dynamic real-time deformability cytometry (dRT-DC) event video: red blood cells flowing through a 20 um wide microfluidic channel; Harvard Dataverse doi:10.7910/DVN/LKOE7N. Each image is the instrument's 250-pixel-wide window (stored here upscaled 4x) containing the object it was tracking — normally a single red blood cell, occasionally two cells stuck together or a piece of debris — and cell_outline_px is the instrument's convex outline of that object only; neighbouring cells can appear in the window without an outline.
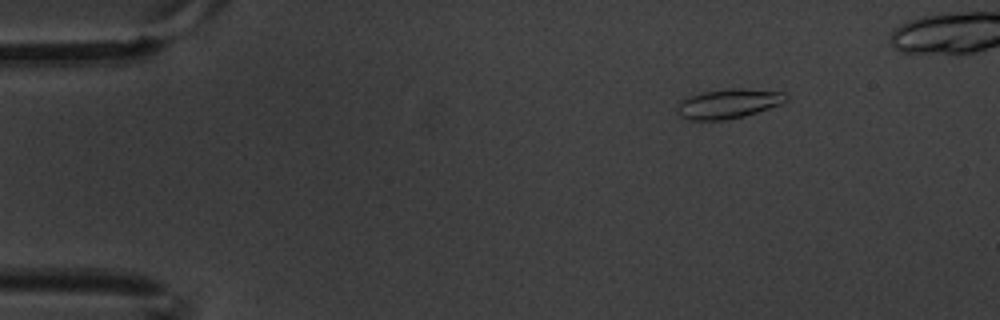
{"species": "common noctule bat (a hibernating species)", "species_latin": "Nyctalus noctula", "temperature_condition": "warm", "stored_images_in_passage": 6, "camera_frame_rate_fps": 3000, "um_per_image_px": 0.085, "animal": {"sex": "male", "body_mass_g": 20.1, "forearm_length_mm": 53.5}, "frame": {"image": 1, "passage_image": 1, "time_ms": 0.0, "image_size_px": [1000, 320], "cell_outline_px": [[788, 100], [780, 104], [744, 116], [724, 120], [688, 120], [680, 116], [676, 112], [676, 108], [680, 100], [688, 96], [700, 92], [728, 88], [740, 88], [784, 92], [788, 96]], "centroid_in_image_um": [61.86, 8.8], "position_along_channel_um": 23.1, "area_um2": 18.9}}
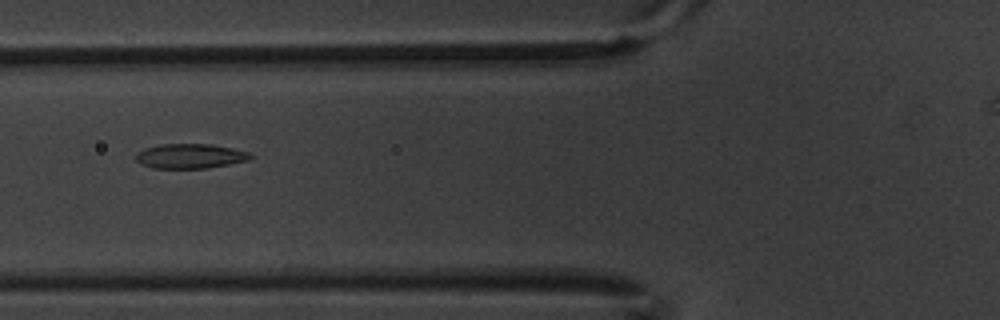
{"frame": {"image": 2, "passage_image": 5, "time_ms": 1.333, "image_size_px": [1000, 320], "cell_outline_px": [[252, 156], [248, 160], [208, 168], [152, 168], [140, 164], [136, 160], [136, 152], [144, 148], [160, 144], [212, 144], [232, 148], [248, 152]], "centroid_in_image_um": [16.11, 13.26], "position_along_channel_um": 109.7, "area_um2": 16.47}}
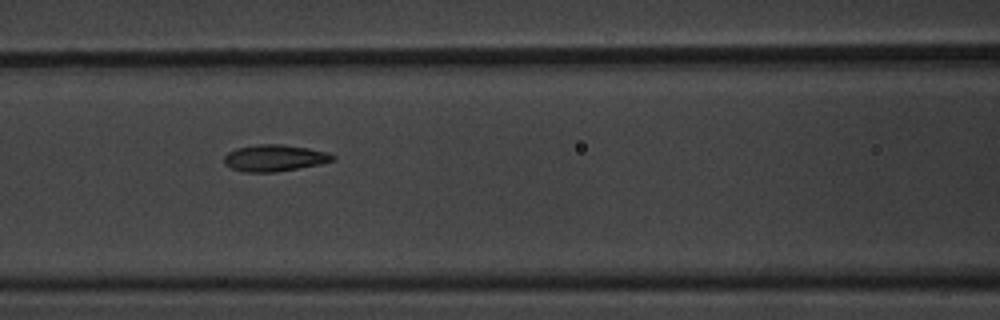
{"frame": {"image": 3, "passage_image": 6, "time_ms": 1.667, "image_size_px": [1000, 320], "cell_outline_px": [[336, 160], [320, 164], [272, 172], [244, 172], [232, 168], [224, 164], [224, 156], [228, 152], [236, 148], [260, 144], [280, 144], [308, 148], [328, 152], [336, 156]], "centroid_in_image_um": [23.34, 13.42], "position_along_channel_um": 143.3, "area_um2": 16.76}}